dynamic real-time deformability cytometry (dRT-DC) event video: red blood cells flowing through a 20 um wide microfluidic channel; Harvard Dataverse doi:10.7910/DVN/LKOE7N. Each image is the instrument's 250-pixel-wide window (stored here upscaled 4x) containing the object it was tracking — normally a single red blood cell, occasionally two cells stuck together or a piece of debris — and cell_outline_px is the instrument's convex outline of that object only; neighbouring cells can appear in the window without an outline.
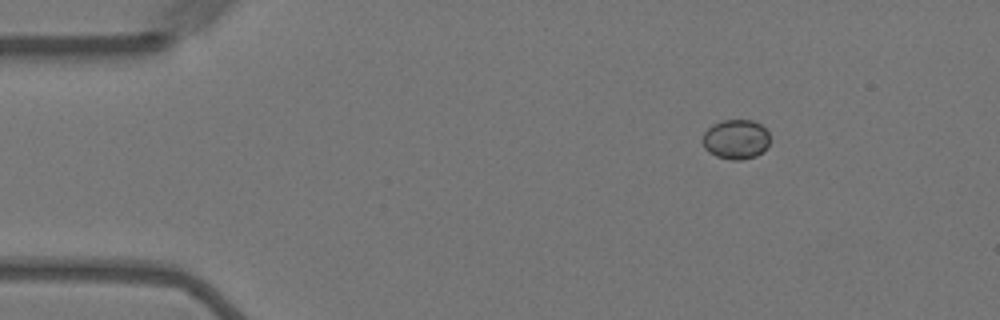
{"species": "Egyptian fruit bat (a non-hibernating species)", "species_latin": "Rousettus aegyptiacus", "temperature_condition": "warm", "stored_images_in_passage": 50, "camera_frame_rate_fps": 3000, "um_per_image_px": 0.085, "animal": {"sex": "female"}, "frame": {"image": 1, "passage_image": 1, "time_ms": 0.0, "image_size_px": [1000, 320], "cell_outline_px": [[768, 144], [756, 156], [740, 160], [732, 160], [716, 156], [708, 152], [704, 148], [700, 140], [704, 132], [712, 124], [724, 120], [752, 120], [760, 124], [768, 132]], "centroid_in_image_um": [62.49, 11.84], "position_along_channel_um": 22.5, "area_um2": 15.55}}
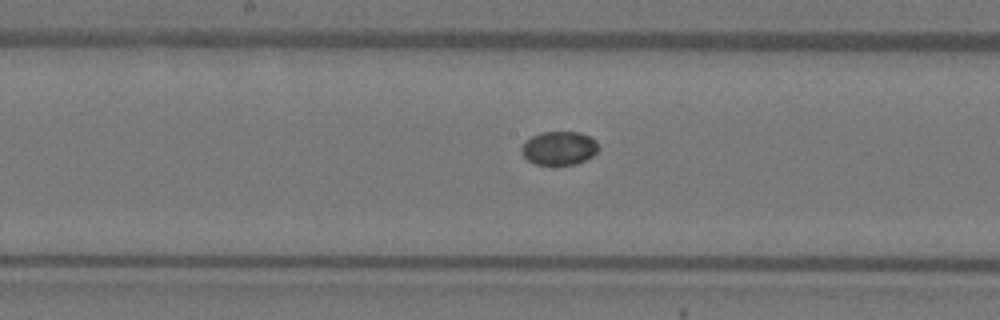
{"frame": {"image": 2, "passage_image": 22, "time_ms": 7.0, "image_size_px": [1000, 320], "cell_outline_px": [[600, 148], [592, 156], [576, 164], [536, 164], [528, 160], [520, 152], [520, 148], [532, 136], [540, 132], [580, 132], [592, 136], [596, 140]], "centroid_in_image_um": [47.56, 12.57], "position_along_channel_um": 200.6, "area_um2": 15.09}}
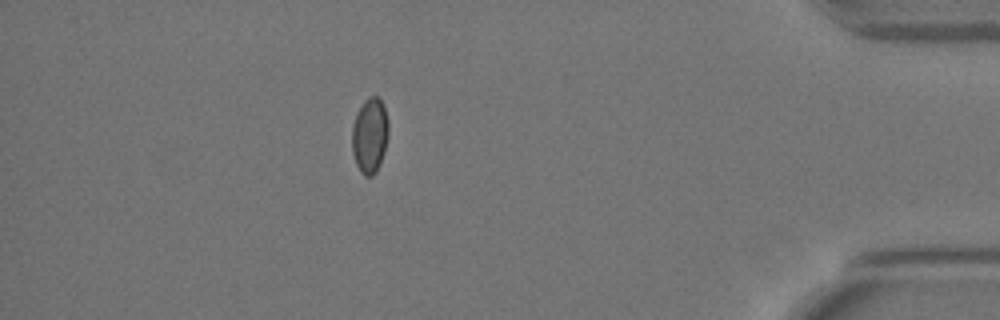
{"frame": {"image": 3, "passage_image": 43, "time_ms": 14.0, "image_size_px": [1000, 320], "cell_outline_px": [[388, 132], [384, 152], [380, 164], [376, 172], [372, 176], [364, 176], [360, 172], [356, 164], [352, 152], [352, 124], [364, 100], [368, 96], [376, 96], [380, 100], [384, 108], [388, 120]], "centroid_in_image_um": [31.42, 11.54], "position_along_channel_um": 403.8, "area_um2": 15.95}, "authors_computed_cell_mechanics": {"area_um2": 15.606, "velocity_mm_per_s": 3.5831, "shape_relaxation_time_tau1_ms": 5.3935, "shape_relaxation_time_tau2_ms": null, "deformation_change_tau1": 0.0835, "deformation_change_tau2": null}}